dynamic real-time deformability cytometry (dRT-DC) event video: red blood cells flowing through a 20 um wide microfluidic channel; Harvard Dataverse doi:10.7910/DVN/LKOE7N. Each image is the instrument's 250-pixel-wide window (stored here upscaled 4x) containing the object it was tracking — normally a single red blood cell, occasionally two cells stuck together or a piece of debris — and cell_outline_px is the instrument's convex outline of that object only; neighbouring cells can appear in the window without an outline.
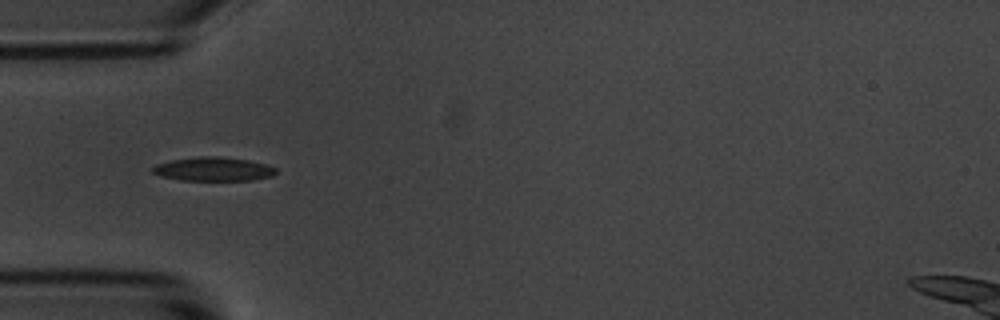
{"species": "common noctule bat (a hibernating species)", "species_latin": "Nyctalus noctula", "temperature_condition": "room temperature", "stored_images_in_passage": 6, "camera_frame_rate_fps": 3000, "um_per_image_px": 0.085, "animal": {"sex": "male", "body_mass_g": 20.1, "forearm_length_mm": 53.5}, "frame": {"image": 1, "passage_image": 5, "time_ms": 4.333, "image_size_px": [1000, 320], "cell_outline_px": [[276, 172], [272, 176], [252, 180], [180, 180], [160, 176], [152, 172], [152, 168], [156, 164], [172, 160], [196, 156], [216, 156], [248, 160], [268, 164], [276, 168]], "centroid_in_image_um": [18.14, 14.37], "position_along_channel_um": 66.9, "area_um2": 17.17}}